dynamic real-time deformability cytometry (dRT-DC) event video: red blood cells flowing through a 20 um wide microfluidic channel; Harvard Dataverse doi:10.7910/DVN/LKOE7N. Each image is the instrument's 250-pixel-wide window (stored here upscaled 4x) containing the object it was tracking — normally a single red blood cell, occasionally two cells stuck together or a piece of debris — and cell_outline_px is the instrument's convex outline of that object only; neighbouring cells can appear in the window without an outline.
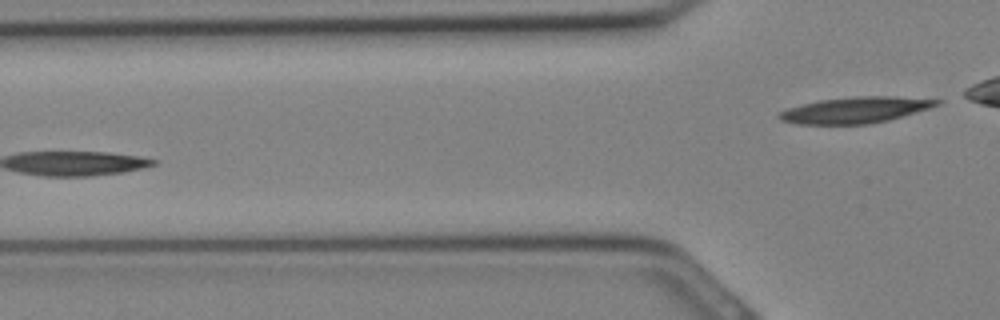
{"species": "Egyptian fruit bat (a non-hibernating species)", "species_latin": "Rousettus aegyptiacus", "temperature_condition": "cold", "stored_images_in_passage": 12, "segment_of_instrument_passage": [2, 2], "camera_frame_rate_fps": 3000, "um_per_image_px": 0.085, "animal": {"sex": "female"}, "frame": {"image": 1, "passage_image": 12, "time_ms": 3.667, "image_size_px": [1000, 320], "cell_outline_px": [[944, 100], [940, 104], [904, 116], [888, 120], [868, 124], [796, 124], [780, 120], [776, 116], [780, 112], [788, 108], [820, 100], [856, 96], [896, 96]], "centroid_in_image_um": [72.72, 9.35], "position_along_channel_um": 53.1, "area_um2": 23.93}}